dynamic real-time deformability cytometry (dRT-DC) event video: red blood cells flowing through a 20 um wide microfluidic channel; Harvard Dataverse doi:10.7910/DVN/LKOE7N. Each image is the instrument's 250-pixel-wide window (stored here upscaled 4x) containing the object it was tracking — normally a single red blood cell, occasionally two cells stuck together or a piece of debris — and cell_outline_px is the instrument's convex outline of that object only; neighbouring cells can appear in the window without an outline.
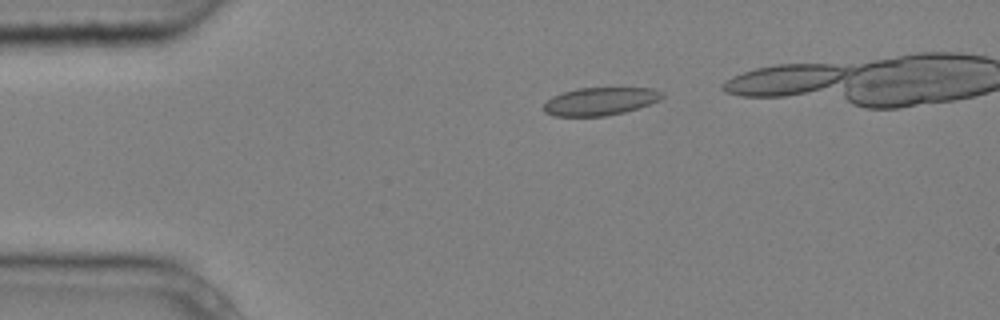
{"species": "common noctule bat (a hibernating species)", "species_latin": "Nyctalus noctula", "temperature_condition": "cold", "stored_images_in_passage": 4, "camera_frame_rate_fps": 3000, "um_per_image_px": 0.085, "animal": {"sex": "male", "body_mass_g": 20.4}, "frame": {"image": 1, "passage_image": 2, "time_ms": 0.333, "image_size_px": [1000, 320], "cell_outline_px": [[664, 96], [660, 100], [624, 112], [604, 116], [556, 116], [544, 112], [544, 104], [552, 96], [564, 92], [580, 88], [652, 88], [664, 92]], "centroid_in_image_um": [51.02, 8.61], "position_along_channel_um": 34.0, "area_um2": 19.07}}